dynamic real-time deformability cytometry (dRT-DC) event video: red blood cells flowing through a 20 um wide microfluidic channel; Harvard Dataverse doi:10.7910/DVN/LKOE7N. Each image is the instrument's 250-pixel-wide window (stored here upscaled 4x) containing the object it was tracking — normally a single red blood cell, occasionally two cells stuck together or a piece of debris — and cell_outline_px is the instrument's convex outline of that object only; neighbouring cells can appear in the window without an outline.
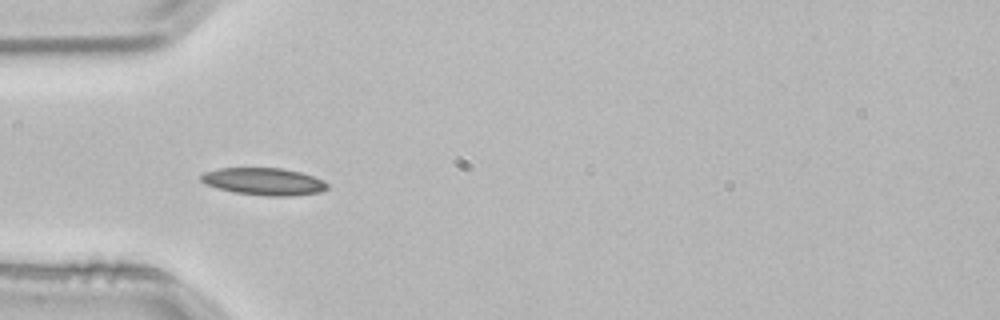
{"species": "common noctule bat (a hibernating species)", "species_latin": "Nyctalus noctula", "temperature_condition": "room temperature", "stored_images_in_passage": 4, "camera_frame_rate_fps": 3000, "um_per_image_px": 0.085, "animal": {"sex": "male", "body_mass_g": 21.5, "forearm_length_mm": 52.0}, "frame": {"image": 1, "passage_image": 4, "time_ms": 1.0, "image_size_px": [1000, 320], "cell_outline_px": [[328, 188], [320, 192], [288, 196], [268, 196], [236, 192], [204, 184], [200, 180], [200, 176], [204, 172], [220, 168], [284, 168], [300, 172], [324, 180], [328, 184]], "centroid_in_image_um": [22.44, 15.42], "position_along_channel_um": 62.6, "area_um2": 19.94}}